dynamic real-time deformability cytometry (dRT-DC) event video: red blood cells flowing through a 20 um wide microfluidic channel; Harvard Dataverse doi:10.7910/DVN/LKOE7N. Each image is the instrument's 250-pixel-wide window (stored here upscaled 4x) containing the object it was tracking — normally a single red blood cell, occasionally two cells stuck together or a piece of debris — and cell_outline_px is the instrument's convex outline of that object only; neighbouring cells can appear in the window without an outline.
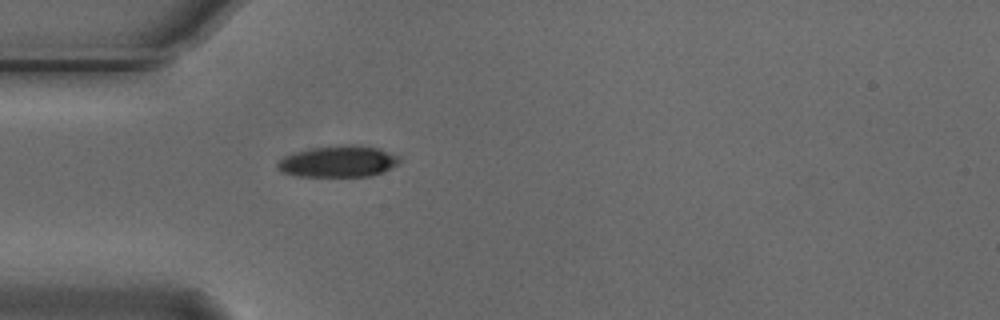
{"species": "Egyptian fruit bat (a non-hibernating species)", "species_latin": "Rousettus aegyptiacus", "temperature_condition": "cold", "stored_images_in_passage": 1, "camera_frame_rate_fps": 3000, "um_per_image_px": 0.085, "animal": {"sex": "male"}, "frame": {"image": 1, "passage_image": 1, "time_ms": 0.0, "image_size_px": [1000, 320], "cell_outline_px": [[400, 160], [396, 164], [372, 176], [296, 176], [280, 172], [276, 168], [276, 164], [284, 156], [296, 152], [312, 148], [344, 144], [360, 144], [380, 148], [400, 156]], "centroid_in_image_um": [28.73, 13.71], "position_along_channel_um": 56.3, "area_um2": 22.43}}